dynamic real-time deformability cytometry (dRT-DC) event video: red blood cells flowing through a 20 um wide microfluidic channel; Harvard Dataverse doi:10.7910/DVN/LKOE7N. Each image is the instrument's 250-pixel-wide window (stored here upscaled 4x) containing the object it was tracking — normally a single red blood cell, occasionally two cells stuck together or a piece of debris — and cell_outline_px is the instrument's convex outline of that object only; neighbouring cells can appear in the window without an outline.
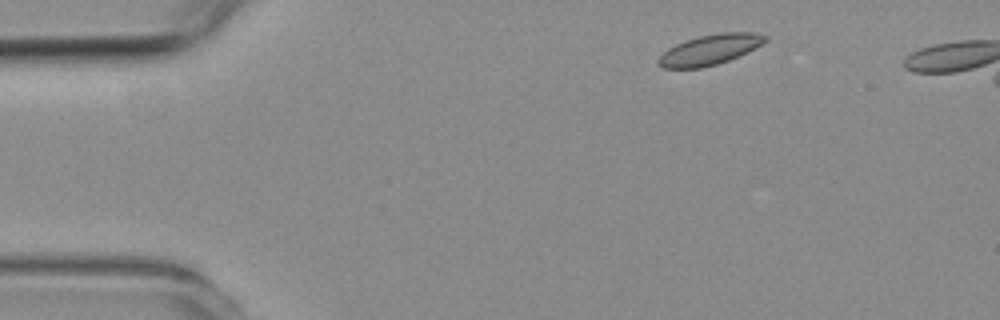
{"species": "common noctule bat (a hibernating species)", "species_latin": "Nyctalus noctula", "temperature_condition": "room temperature", "stored_images_in_passage": 3, "camera_frame_rate_fps": 3000, "um_per_image_px": 0.085, "animal": {"sex": "female", "body_mass_g": 19.3, "forearm_length_mm": 54.1}, "frame": {"image": 1, "passage_image": 1, "time_ms": 0.0, "image_size_px": [1000, 320], "cell_outline_px": [[768, 40], [728, 60], [716, 64], [700, 68], [664, 68], [656, 60], [668, 48], [676, 44], [700, 36], [720, 32], [756, 32], [768, 36]], "centroid_in_image_um": [60.33, 4.21], "position_along_channel_um": 24.7, "area_um2": 18.38}}